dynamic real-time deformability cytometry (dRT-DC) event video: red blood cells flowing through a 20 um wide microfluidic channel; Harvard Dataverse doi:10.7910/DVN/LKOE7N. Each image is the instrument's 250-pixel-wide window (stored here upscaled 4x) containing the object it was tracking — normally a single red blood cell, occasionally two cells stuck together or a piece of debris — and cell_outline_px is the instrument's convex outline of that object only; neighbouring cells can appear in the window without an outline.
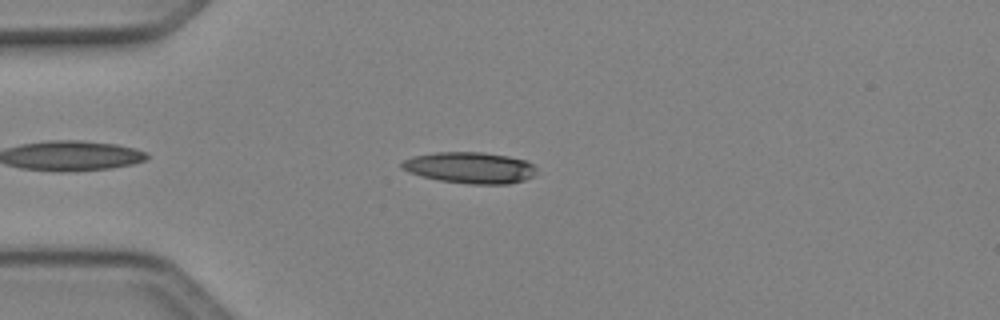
{"species": "Egyptian fruit bat (a non-hibernating species)", "species_latin": "Rousettus aegyptiacus", "temperature_condition": "cold", "stored_images_in_passage": 38, "camera_frame_rate_fps": 3000, "um_per_image_px": 0.085, "animal": {"sex": "female"}, "frame": {"image": 1, "passage_image": 5, "time_ms": 1.333, "image_size_px": [1000, 320], "cell_outline_px": [[536, 168], [532, 176], [524, 180], [508, 184], [468, 184], [440, 180], [420, 176], [408, 172], [400, 168], [400, 164], [404, 160], [412, 156], [436, 152], [484, 152], [508, 156], [528, 160]], "centroid_in_image_um": [39.92, 14.25], "position_along_channel_um": 45.1, "area_um2": 24.68}}
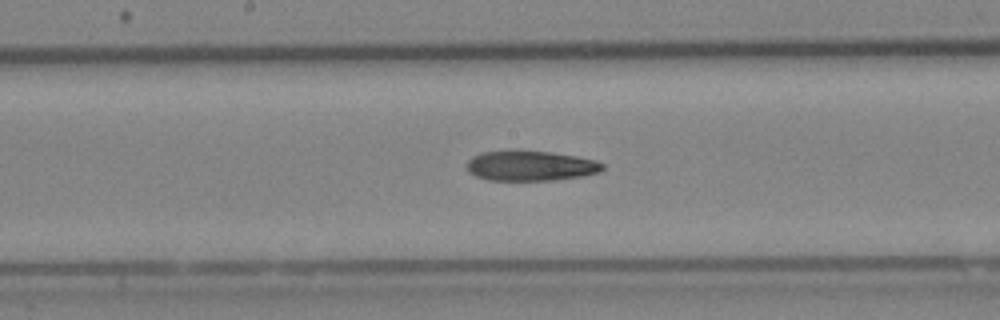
{"frame": {"image": 2, "passage_image": 18, "time_ms": 5.667, "image_size_px": [1000, 320], "cell_outline_px": [[604, 168], [600, 172], [584, 176], [552, 180], [488, 180], [476, 176], [468, 172], [468, 160], [472, 156], [480, 152], [552, 152], [576, 156], [596, 160], [604, 164]], "centroid_in_image_um": [45.13, 14.11], "position_along_channel_um": 203.1, "area_um2": 23.47}}
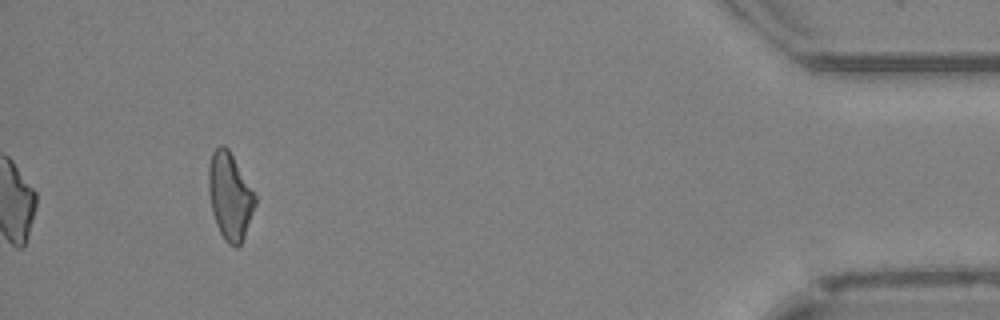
{"frame": {"image": 3, "passage_image": 38, "time_ms": 12.333, "image_size_px": [1000, 320], "cell_outline_px": [[256, 204], [244, 240], [236, 248], [228, 244], [224, 240], [216, 224], [212, 212], [208, 192], [208, 168], [212, 152], [220, 144], [224, 144], [228, 148], [256, 196]], "centroid_in_image_um": [19.53, 16.7], "position_along_channel_um": 415.7, "area_um2": 23.76}, "authors_computed_cell_mechanics": {"area_um2": 24.4783, "velocity_mm_per_s": 4.1541, "shape_relaxation_time_tau1_ms": 7.2808, "shape_relaxation_time_tau2_ms": 7.3742, "deformation_change_tau1": 0.1833, "deformation_change_tau2": 0.213}}